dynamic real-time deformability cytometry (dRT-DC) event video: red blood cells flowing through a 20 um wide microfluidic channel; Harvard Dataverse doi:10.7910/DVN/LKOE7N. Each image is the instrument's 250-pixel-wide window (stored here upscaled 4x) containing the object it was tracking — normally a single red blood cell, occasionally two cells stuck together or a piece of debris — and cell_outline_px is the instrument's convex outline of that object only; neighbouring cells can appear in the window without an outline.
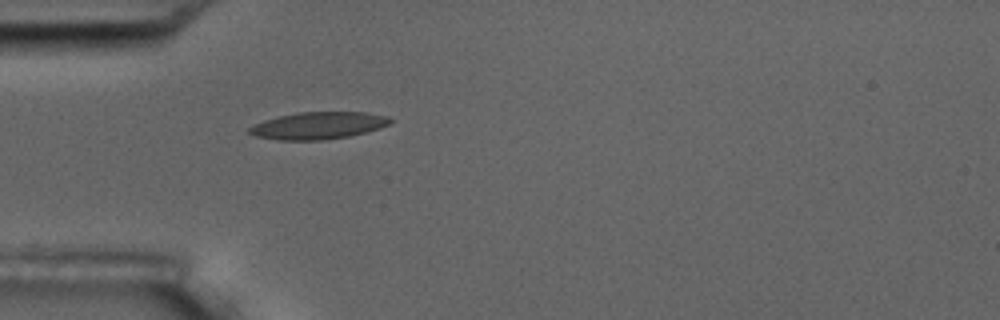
{"species": "common noctule bat (a hibernating species)", "species_latin": "Nyctalus noctula", "temperature_condition": "room temperature", "stored_images_in_passage": 1, "camera_frame_rate_fps": 3000, "um_per_image_px": 0.085, "animal": {"sex": "male", "body_mass_g": 17.5, "forearm_length_mm": 52.3}, "frame": {"image": 1, "passage_image": 1, "time_ms": 0.0, "image_size_px": [1000, 320], "cell_outline_px": [[392, 120], [388, 124], [380, 128], [348, 136], [320, 140], [280, 140], [256, 136], [248, 132], [248, 128], [252, 124], [276, 116], [296, 112], [368, 112], [388, 116]], "centroid_in_image_um": [27.01, 10.66], "position_along_channel_um": 58.0, "area_um2": 22.31}}